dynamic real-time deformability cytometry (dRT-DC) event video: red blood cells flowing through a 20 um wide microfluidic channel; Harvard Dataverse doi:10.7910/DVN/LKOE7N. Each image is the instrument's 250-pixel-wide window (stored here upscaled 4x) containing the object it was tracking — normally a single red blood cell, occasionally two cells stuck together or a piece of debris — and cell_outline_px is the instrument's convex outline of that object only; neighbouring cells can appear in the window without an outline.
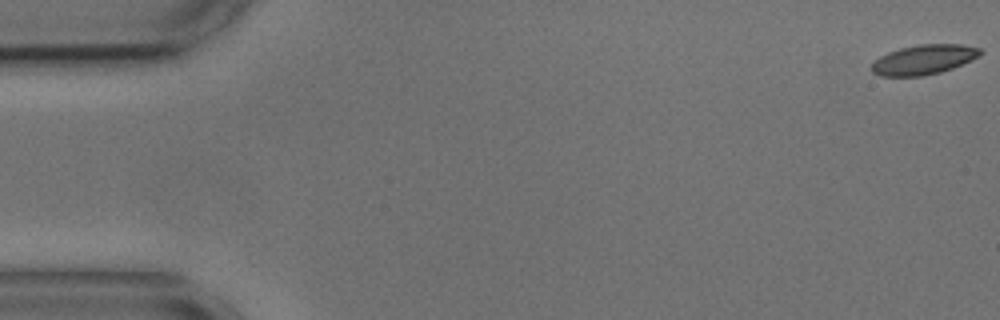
{"species": "common noctule bat (a hibernating species)", "species_latin": "Nyctalus noctula", "temperature_condition": "cold", "stored_images_in_passage": 56, "camera_frame_rate_fps": 3000, "um_per_image_px": 0.085, "animal": {"sex": "male", "body_mass_g": 17.9, "forearm_length_mm": 54.2}, "frame": {"image": 1, "passage_image": 1, "time_ms": 0.0, "image_size_px": [1000, 320], "cell_outline_px": [[980, 56], [972, 60], [952, 68], [940, 72], [924, 76], [880, 76], [872, 72], [868, 68], [880, 56], [888, 52], [900, 48], [920, 44], [964, 44], [980, 48]], "centroid_in_image_um": [78.5, 5.07], "position_along_channel_um": 6.5, "area_um2": 18.9}}
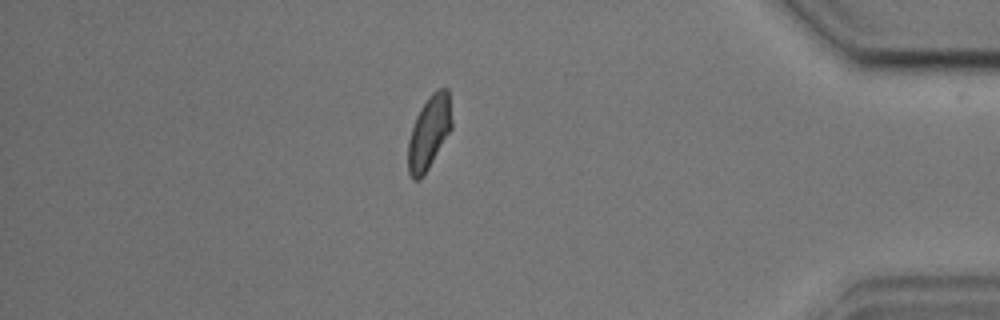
{"frame": {"image": 2, "passage_image": 48, "time_ms": 15.667, "image_size_px": [1000, 320], "cell_outline_px": [[452, 128], [424, 176], [420, 180], [412, 180], [408, 172], [408, 140], [416, 116], [420, 108], [428, 96], [436, 88], [448, 88], [452, 120]], "centroid_in_image_um": [36.47, 11.26], "position_along_channel_um": 398.7, "area_um2": 18.9}}
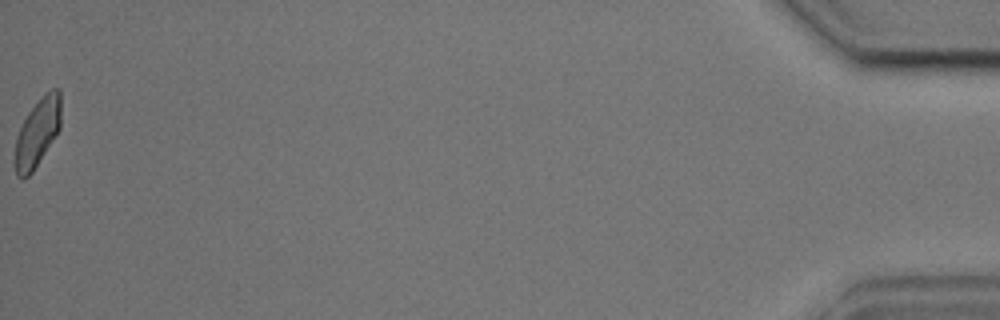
{"frame": {"image": 3, "passage_image": 56, "time_ms": 18.333, "image_size_px": [1000, 320], "cell_outline_px": [[60, 128], [32, 172], [24, 180], [16, 176], [12, 160], [16, 136], [28, 112], [52, 88], [60, 88]], "centroid_in_image_um": [3.13, 11.35], "position_along_channel_um": 432.1, "area_um2": 18.21}, "authors_computed_cell_mechanics": {"area_um2": 19.2185, "velocity_mm_per_s": 3.6004, "shape_relaxation_time_tau1_ms": 2.9872, "shape_relaxation_time_tau2_ms": 1.8681, "deformation_change_tau1": 0.1188, "deformation_change_tau2": 0.0797}}